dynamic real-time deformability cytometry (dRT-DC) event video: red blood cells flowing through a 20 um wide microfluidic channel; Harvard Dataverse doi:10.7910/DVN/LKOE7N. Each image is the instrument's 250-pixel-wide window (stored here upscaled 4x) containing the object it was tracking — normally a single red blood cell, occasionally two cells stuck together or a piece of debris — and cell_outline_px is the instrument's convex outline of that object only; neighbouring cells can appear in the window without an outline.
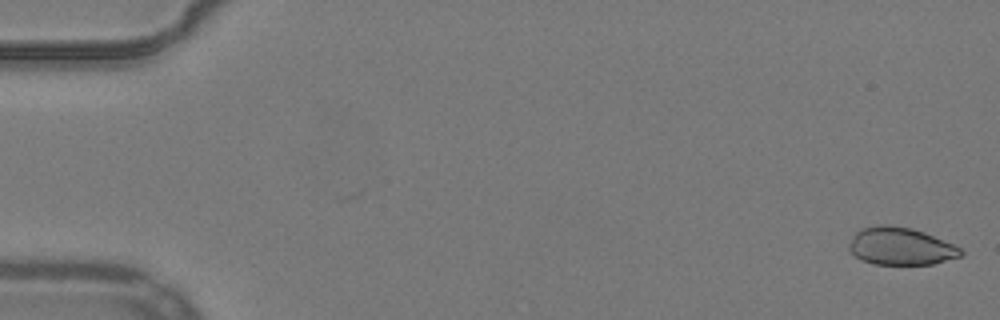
{"species": "common noctule bat (a hibernating species)", "species_latin": "Nyctalus noctula", "temperature_condition": "warm", "stored_images_in_passage": 5, "camera_frame_rate_fps": 3000, "um_per_image_px": 0.085, "animal": {"sex": "male", "body_mass_g": 19.2, "forearm_length_mm": 51.8}, "frame": {"image": 1, "passage_image": 1, "time_ms": 0.0, "image_size_px": [1000, 320], "cell_outline_px": [[964, 252], [960, 256], [932, 264], [872, 264], [856, 256], [848, 248], [848, 244], [852, 236], [860, 228], [876, 224], [888, 224], [912, 228], [924, 232], [952, 244], [960, 248]], "centroid_in_image_um": [76.51, 20.91], "position_along_channel_um": 8.5, "area_um2": 24.39}}